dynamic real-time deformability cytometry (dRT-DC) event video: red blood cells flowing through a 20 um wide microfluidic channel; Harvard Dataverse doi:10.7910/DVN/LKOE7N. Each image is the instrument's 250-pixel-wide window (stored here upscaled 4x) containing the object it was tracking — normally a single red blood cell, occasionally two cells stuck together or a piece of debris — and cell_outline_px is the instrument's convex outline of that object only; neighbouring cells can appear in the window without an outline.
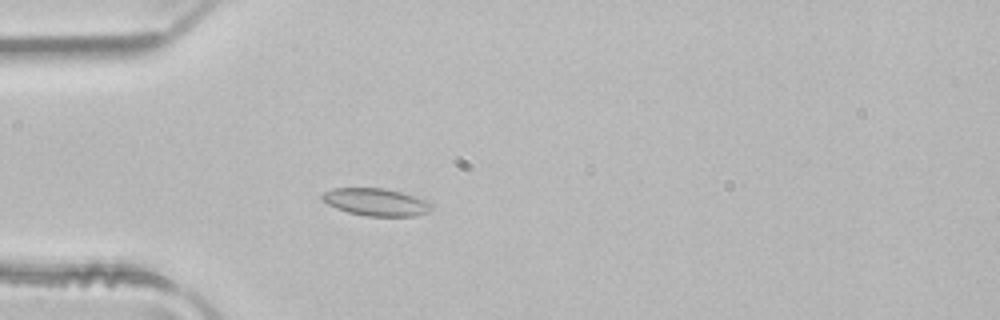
{"species": "common noctule bat (a hibernating species)", "species_latin": "Nyctalus noctula", "temperature_condition": "room temperature", "stored_images_in_passage": 5, "camera_frame_rate_fps": 3000, "um_per_image_px": 0.085, "animal": {"sex": "male", "body_mass_g": 21.5, "forearm_length_mm": 52.0}, "frame": {"image": 1, "passage_image": 5, "time_ms": 1.333, "image_size_px": [1000, 320], "cell_outline_px": [[432, 208], [428, 212], [416, 216], [368, 216], [348, 212], [336, 208], [328, 204], [320, 196], [324, 192], [332, 188], [384, 188], [400, 192], [424, 200], [432, 204]], "centroid_in_image_um": [31.94, 17.18], "position_along_channel_um": 53.1, "area_um2": 17.28}}